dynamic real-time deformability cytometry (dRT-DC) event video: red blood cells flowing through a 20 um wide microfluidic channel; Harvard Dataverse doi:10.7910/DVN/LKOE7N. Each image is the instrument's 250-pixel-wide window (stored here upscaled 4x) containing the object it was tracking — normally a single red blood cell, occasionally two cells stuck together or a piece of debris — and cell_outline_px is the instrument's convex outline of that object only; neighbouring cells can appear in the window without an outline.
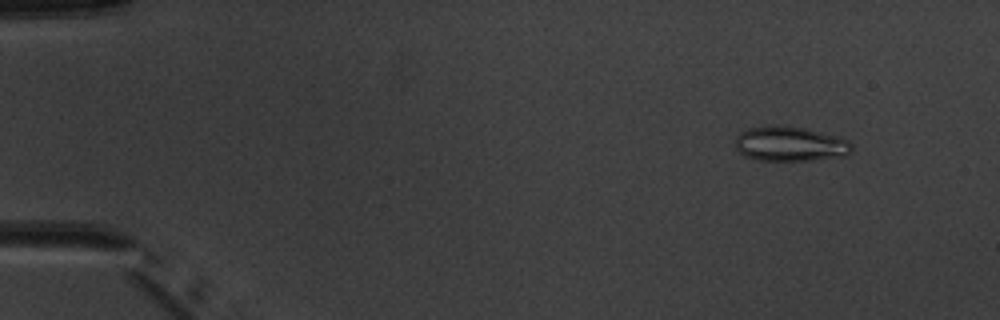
{"species": "common noctule bat (a hibernating species)", "species_latin": "Nyctalus noctula", "temperature_condition": "warm", "stored_images_in_passage": 3, "camera_frame_rate_fps": 3000, "um_per_image_px": 0.085, "animal": {"sex": "male", "body_mass_g": 20.1, "forearm_length_mm": 53.5}, "frame": {"image": 1, "passage_image": 1, "time_ms": 0.0, "image_size_px": [1000, 320], "cell_outline_px": [[852, 152], [848, 156], [812, 160], [756, 160], [744, 156], [736, 148], [736, 136], [740, 132], [748, 128], [776, 124], [788, 124], [836, 136], [848, 140], [852, 144]], "centroid_in_image_um": [67.17, 12.22], "position_along_channel_um": 17.8, "area_um2": 23.99}}